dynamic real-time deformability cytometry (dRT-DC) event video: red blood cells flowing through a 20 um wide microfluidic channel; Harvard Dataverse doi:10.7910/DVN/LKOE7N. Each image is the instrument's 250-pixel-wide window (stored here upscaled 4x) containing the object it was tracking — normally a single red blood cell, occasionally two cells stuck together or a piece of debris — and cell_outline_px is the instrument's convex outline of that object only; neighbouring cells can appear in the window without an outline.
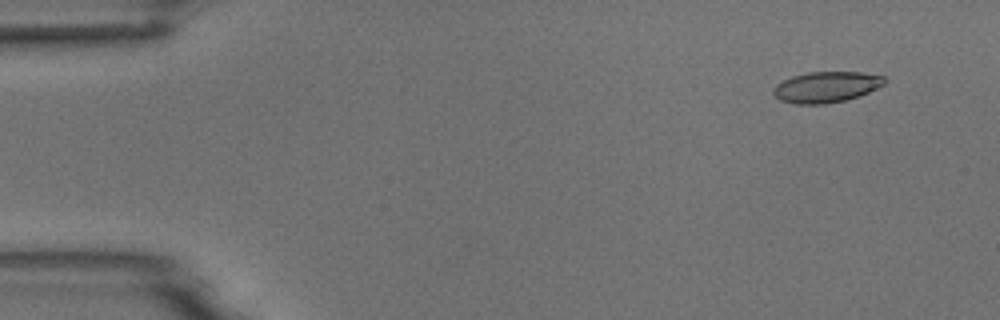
{"species": "common noctule bat (a hibernating species)", "species_latin": "Nyctalus noctula", "temperature_condition": "room temperature", "stored_images_in_passage": 55, "camera_frame_rate_fps": 3000, "um_per_image_px": 0.085, "animal": {"sex": "male", "body_mass_g": 18.8}, "frame": {"image": 1, "passage_image": 5, "time_ms": 1.333, "image_size_px": [1000, 320], "cell_outline_px": [[888, 80], [884, 84], [860, 96], [844, 100], [824, 104], [796, 104], [780, 100], [772, 92], [772, 88], [776, 84], [792, 76], [808, 72], [860, 72], [884, 76]], "centroid_in_image_um": [70.23, 7.39], "position_along_channel_um": 14.8, "area_um2": 20.0}}
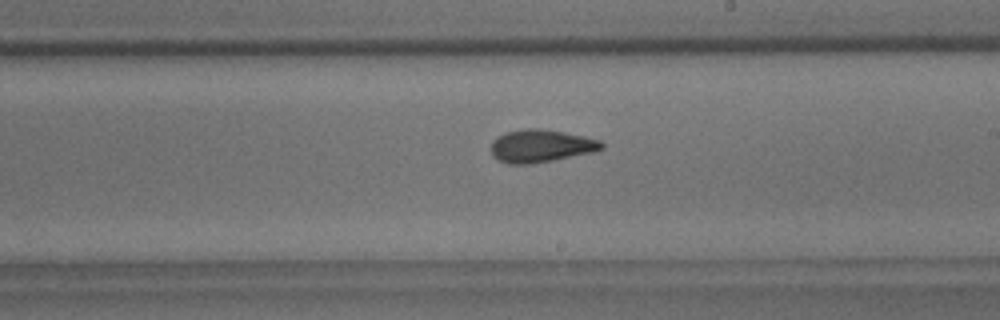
{"frame": {"image": 2, "passage_image": 32, "time_ms": 10.333, "image_size_px": [1000, 320], "cell_outline_px": [[604, 148], [596, 152], [532, 164], [508, 164], [496, 160], [492, 156], [492, 140], [496, 136], [504, 132], [524, 128], [536, 128], [564, 132], [584, 136], [600, 140], [604, 144]], "centroid_in_image_um": [45.97, 12.41], "position_along_channel_um": 243.0, "area_um2": 21.44}}
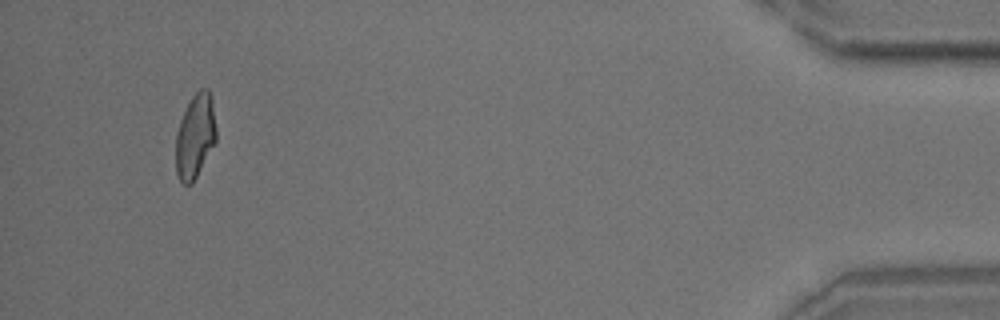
{"frame": {"image": 3, "passage_image": 52, "time_ms": 17.0, "image_size_px": [1000, 320], "cell_outline_px": [[216, 140], [192, 184], [184, 184], [180, 180], [176, 172], [176, 132], [180, 120], [192, 96], [200, 88], [208, 88], [212, 96], [216, 128]], "centroid_in_image_um": [16.59, 11.54], "position_along_channel_um": 418.6, "area_um2": 19.77}, "authors_computed_cell_mechanics": {"area_um2": 20.4612, "velocity_mm_per_s": 3.722, "shape_relaxation_time_tau1_ms": 5.6022, "shape_relaxation_time_tau2_ms": 1.9585, "deformation_change_tau1": 0.1594, "deformation_change_tau2": 0.0867}}